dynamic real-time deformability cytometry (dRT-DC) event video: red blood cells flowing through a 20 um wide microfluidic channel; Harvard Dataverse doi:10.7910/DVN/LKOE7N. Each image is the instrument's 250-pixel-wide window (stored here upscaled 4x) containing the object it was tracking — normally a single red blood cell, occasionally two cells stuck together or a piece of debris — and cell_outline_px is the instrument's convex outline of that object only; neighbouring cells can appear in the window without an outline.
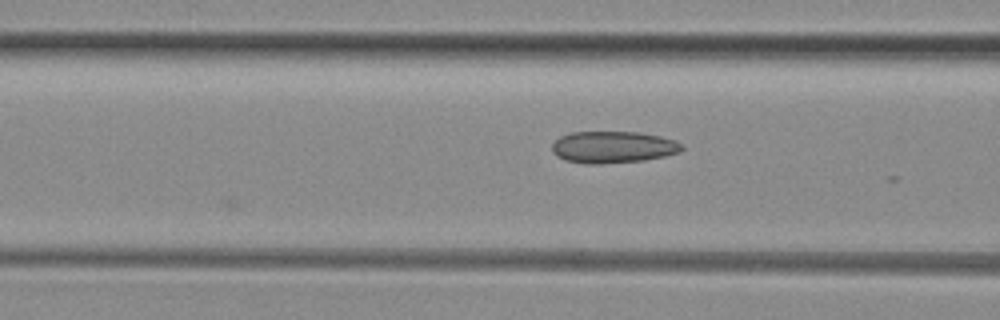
{"species": "common noctule bat (a hibernating species)", "species_latin": "Nyctalus noctula", "temperature_condition": "room temperature", "stored_images_in_passage": 7, "camera_frame_rate_fps": 3000, "um_per_image_px": 0.085, "animal": {"sex": "female", "body_mass_g": 29.2, "forearm_length_mm": 56.3}, "frame": {"image": 1, "passage_image": 7, "time_ms": 2.0, "image_size_px": [1000, 320], "cell_outline_px": [[684, 148], [680, 152], [664, 156], [644, 160], [600, 164], [584, 164], [564, 160], [556, 156], [552, 152], [552, 144], [560, 136], [572, 132], [640, 132], [660, 136], [676, 140], [684, 144]], "centroid_in_image_um": [52.11, 12.51], "position_along_channel_um": 114.5, "area_um2": 24.33}}